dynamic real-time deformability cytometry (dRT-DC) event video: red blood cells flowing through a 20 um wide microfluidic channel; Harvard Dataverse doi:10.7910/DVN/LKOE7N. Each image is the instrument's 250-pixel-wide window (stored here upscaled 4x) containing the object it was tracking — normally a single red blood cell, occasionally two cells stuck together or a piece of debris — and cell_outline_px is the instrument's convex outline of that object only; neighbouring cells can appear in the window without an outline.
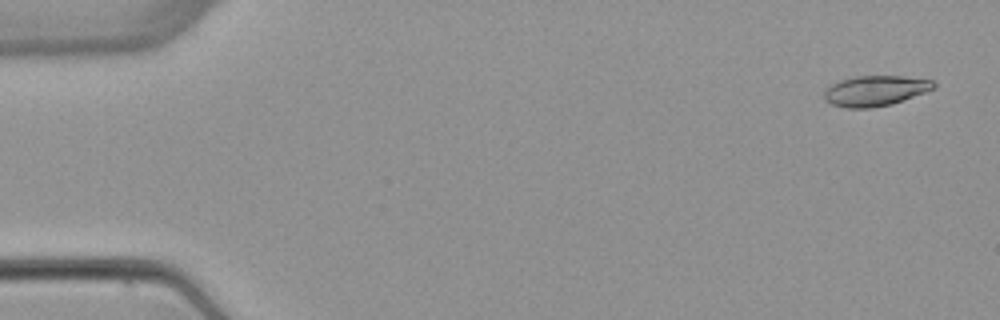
{"species": "common noctule bat (a hibernating species)", "species_latin": "Nyctalus noctula", "temperature_condition": "warm", "stored_images_in_passage": 3, "camera_frame_rate_fps": 3000, "um_per_image_px": 0.085, "animal": {"sex": "female", "body_mass_g": 22.7, "forearm_length_mm": 54.2}, "frame": {"image": 1, "passage_image": 1, "time_ms": 0.0, "image_size_px": [1000, 320], "cell_outline_px": [[936, 88], [892, 104], [872, 108], [844, 108], [832, 104], [824, 100], [824, 88], [840, 80], [856, 76], [904, 76], [932, 80], [936, 84]], "centroid_in_image_um": [74.38, 7.72], "position_along_channel_um": 10.6, "area_um2": 19.54}}
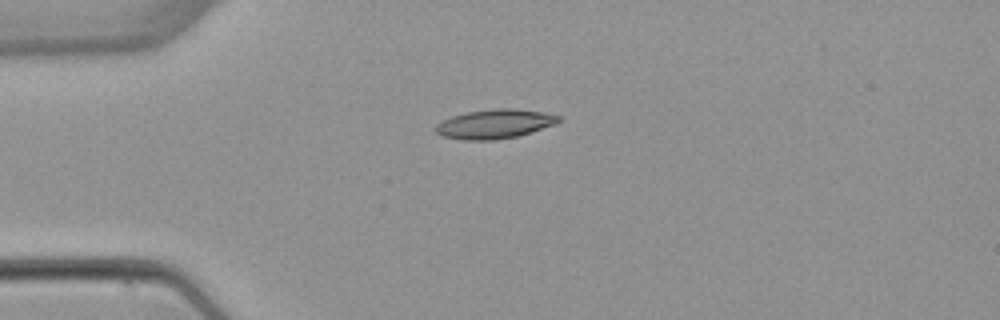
{"frame": {"image": 2, "passage_image": 3, "time_ms": 3.667, "image_size_px": [1000, 320], "cell_outline_px": [[560, 120], [556, 124], [532, 132], [516, 136], [496, 140], [464, 140], [440, 136], [436, 132], [436, 124], [452, 116], [468, 112], [496, 108], [516, 108], [544, 112], [560, 116]], "centroid_in_image_um": [42.07, 10.54], "position_along_channel_um": 42.9, "area_um2": 20.98}}